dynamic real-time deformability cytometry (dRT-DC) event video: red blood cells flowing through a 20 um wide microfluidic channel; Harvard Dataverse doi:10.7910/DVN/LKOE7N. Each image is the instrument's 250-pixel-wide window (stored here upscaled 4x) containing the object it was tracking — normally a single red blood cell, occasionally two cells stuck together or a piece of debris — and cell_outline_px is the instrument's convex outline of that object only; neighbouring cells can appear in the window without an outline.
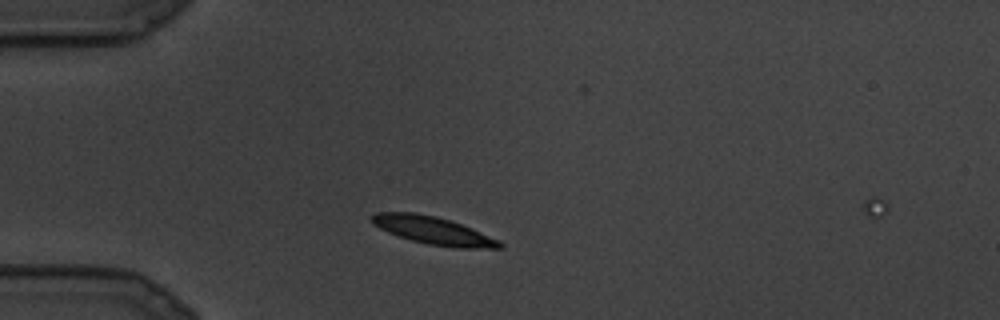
{"species": "common noctule bat (a hibernating species)", "species_latin": "Nyctalus noctula", "temperature_condition": "cold", "stored_images_in_passage": 4, "camera_frame_rate_fps": 3000, "um_per_image_px": 0.085, "animal": {"sex": "male", "body_mass_g": 19.5, "forearm_length_mm": 54.6}, "frame": {"image": 1, "passage_image": 3, "time_ms": 0.667, "image_size_px": [1000, 320], "cell_outline_px": [[504, 248], [452, 248], [428, 244], [412, 240], [388, 232], [372, 224], [368, 220], [368, 216], [376, 212], [412, 212], [436, 216], [452, 220], [472, 228], [500, 240], [504, 244]], "centroid_in_image_um": [36.82, 19.58], "position_along_channel_um": 48.2, "area_um2": 20.98}}